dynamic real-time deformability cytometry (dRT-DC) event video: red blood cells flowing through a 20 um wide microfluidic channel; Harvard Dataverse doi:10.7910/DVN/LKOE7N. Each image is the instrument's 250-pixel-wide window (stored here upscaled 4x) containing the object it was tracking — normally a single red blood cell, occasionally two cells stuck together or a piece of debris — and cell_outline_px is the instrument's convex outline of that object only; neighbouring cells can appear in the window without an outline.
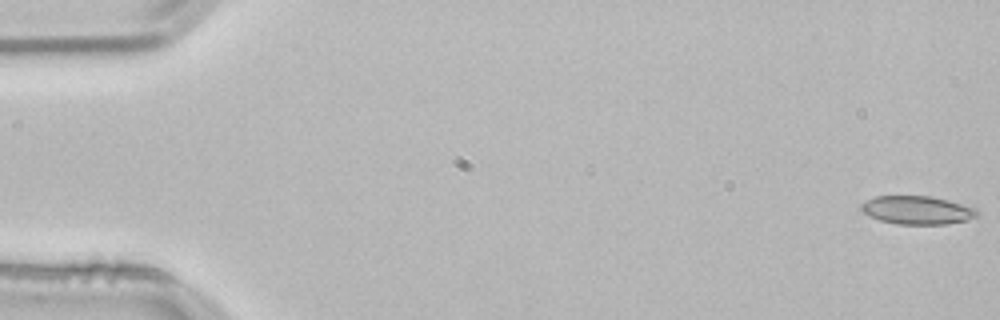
{"species": "common noctule bat (a hibernating species)", "species_latin": "Nyctalus noctula", "temperature_condition": "room temperature", "stored_images_in_passage": 15, "camera_frame_rate_fps": 3000, "um_per_image_px": 0.085, "animal": {"sex": "male", "body_mass_g": 21.5, "forearm_length_mm": 52.0}, "frame": {"image": 1, "passage_image": 1, "time_ms": 0.0, "image_size_px": [1000, 320], "cell_outline_px": [[980, 212], [976, 216], [968, 220], [944, 224], [896, 224], [880, 220], [868, 216], [860, 208], [860, 204], [876, 196], [932, 196], [976, 208]], "centroid_in_image_um": [77.96, 17.86], "position_along_channel_um": 7.0, "area_um2": 19.07}}
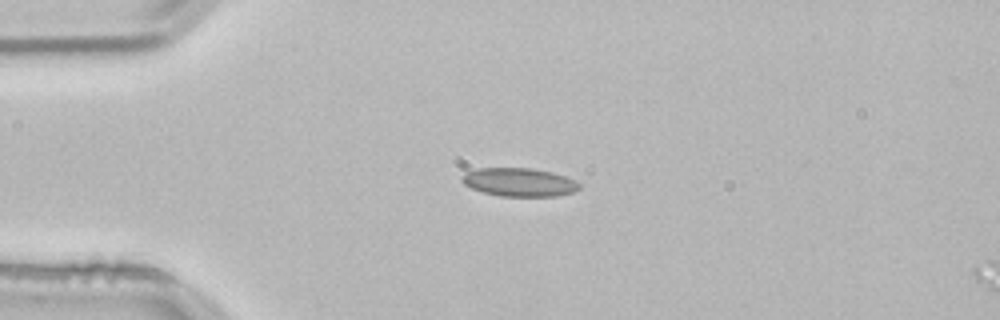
{"frame": {"image": 2, "passage_image": 13, "time_ms": 4.0, "image_size_px": [1000, 320], "cell_outline_px": [[580, 188], [572, 192], [556, 196], [500, 196], [484, 192], [472, 188], [464, 184], [460, 180], [460, 176], [468, 172], [480, 168], [532, 168], [552, 172], [576, 180], [580, 184]], "centroid_in_image_um": [44.14, 15.48], "position_along_channel_um": 40.9, "area_um2": 19.36}}